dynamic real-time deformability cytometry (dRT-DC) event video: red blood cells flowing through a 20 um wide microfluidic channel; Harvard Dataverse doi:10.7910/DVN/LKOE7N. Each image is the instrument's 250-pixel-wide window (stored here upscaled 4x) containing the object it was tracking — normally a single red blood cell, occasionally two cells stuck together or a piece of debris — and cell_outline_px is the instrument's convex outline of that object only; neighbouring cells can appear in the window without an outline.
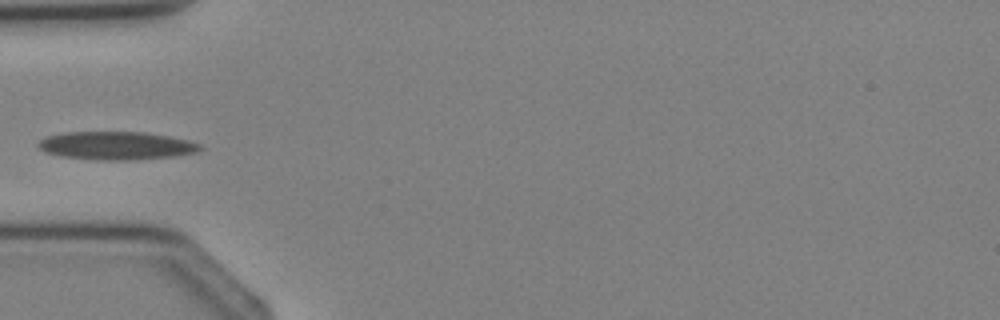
{"species": "Egyptian fruit bat (a non-hibernating species)", "species_latin": "Rousettus aegyptiacus", "temperature_condition": "cold", "stored_images_in_passage": 3, "camera_frame_rate_fps": 3000, "um_per_image_px": 0.085, "animal": {"sex": "female"}, "frame": {"image": 1, "passage_image": 3, "time_ms": 2.333, "image_size_px": [1000, 320], "cell_outline_px": [[204, 148], [196, 152], [176, 156], [132, 160], [96, 160], [60, 156], [44, 152], [36, 144], [44, 136], [64, 132], [144, 132], [168, 136], [188, 140], [200, 144]], "centroid_in_image_um": [9.86, 12.38], "position_along_channel_um": 75.1, "area_um2": 26.76}}